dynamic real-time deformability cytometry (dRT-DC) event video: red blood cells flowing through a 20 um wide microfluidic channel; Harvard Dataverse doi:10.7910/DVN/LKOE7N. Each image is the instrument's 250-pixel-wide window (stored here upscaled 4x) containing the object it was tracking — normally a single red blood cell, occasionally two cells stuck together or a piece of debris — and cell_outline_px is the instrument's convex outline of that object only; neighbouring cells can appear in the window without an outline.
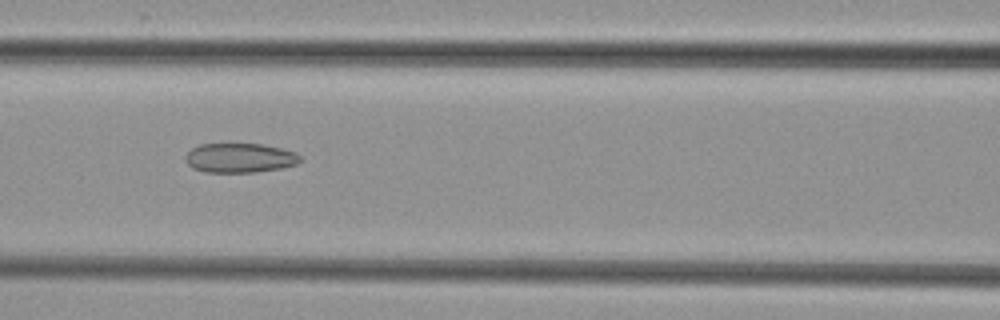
{"species": "common noctule bat (a hibernating species)", "species_latin": "Nyctalus noctula", "temperature_condition": "cold", "stored_images_in_passage": 7, "camera_frame_rate_fps": 3000, "um_per_image_px": 0.085, "animal": {"sex": "female", "body_mass_g": 29.2, "forearm_length_mm": 56.3}, "frame": {"image": 1, "passage_image": 6, "time_ms": 6.667, "image_size_px": [1000, 320], "cell_outline_px": [[300, 160], [296, 164], [280, 168], [256, 172], [204, 172], [192, 168], [184, 160], [184, 156], [192, 148], [200, 144], [264, 144], [296, 152], [300, 156]], "centroid_in_image_um": [20.35, 13.42], "position_along_channel_um": 146.3, "area_um2": 19.71}}
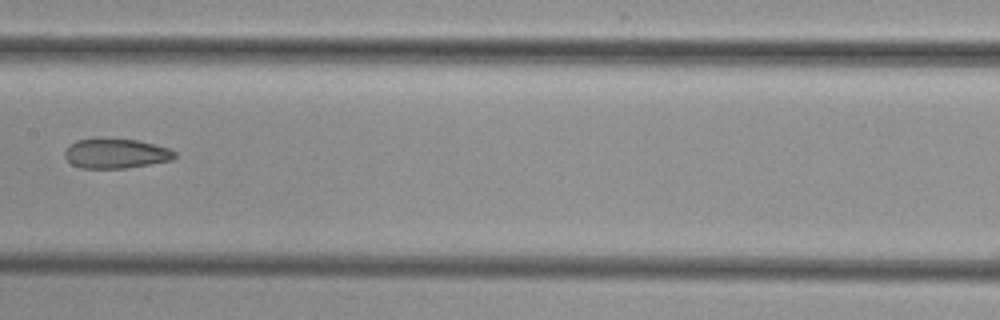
{"frame": {"image": 2, "passage_image": 7, "time_ms": 8.0, "image_size_px": [1000, 320], "cell_outline_px": [[176, 156], [172, 160], [128, 168], [80, 168], [72, 164], [64, 156], [64, 152], [76, 140], [136, 140], [168, 148], [176, 152]], "centroid_in_image_um": [9.87, 13.08], "position_along_channel_um": 197.5, "area_um2": 18.5}}